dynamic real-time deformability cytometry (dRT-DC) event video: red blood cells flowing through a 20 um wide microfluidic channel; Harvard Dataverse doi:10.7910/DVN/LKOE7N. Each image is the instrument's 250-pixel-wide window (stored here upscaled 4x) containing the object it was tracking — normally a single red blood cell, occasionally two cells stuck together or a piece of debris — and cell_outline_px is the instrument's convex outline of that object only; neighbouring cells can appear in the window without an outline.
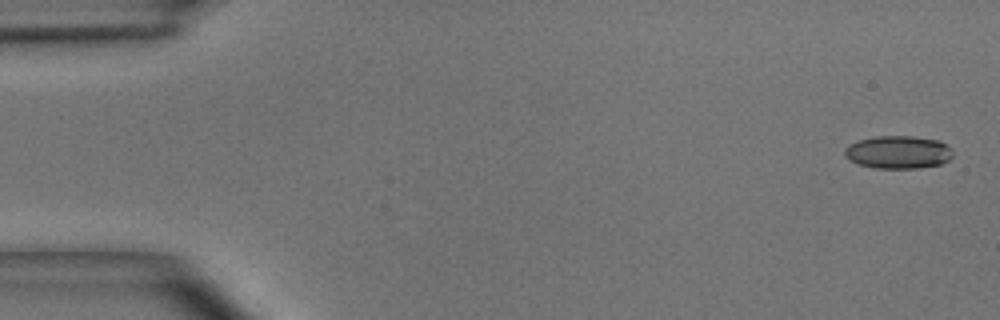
{"species": "common noctule bat (a hibernating species)", "species_latin": "Nyctalus noctula", "temperature_condition": "room temperature", "stored_images_in_passage": 7, "camera_frame_rate_fps": 3000, "um_per_image_px": 0.085, "animal": {"sex": "male", "body_mass_g": 15.6}, "frame": {"image": 1, "passage_image": 1, "time_ms": 0.0, "image_size_px": [1000, 320], "cell_outline_px": [[952, 156], [948, 160], [940, 164], [920, 168], [876, 168], [860, 164], [844, 156], [844, 148], [848, 144], [856, 140], [876, 136], [912, 136], [940, 140], [952, 148]], "centroid_in_image_um": [76.35, 12.92], "position_along_channel_um": 8.7, "area_um2": 20.87}}
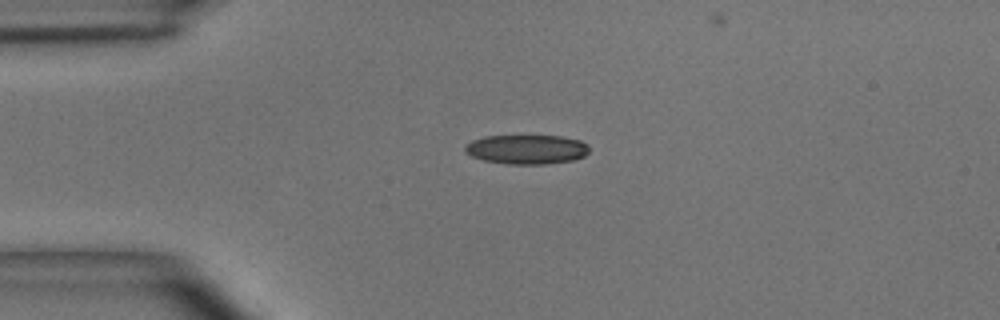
{"frame": {"image": 2, "passage_image": 4, "time_ms": 1.0, "image_size_px": [1000, 320], "cell_outline_px": [[588, 152], [584, 156], [576, 160], [544, 164], [508, 164], [484, 160], [472, 156], [464, 152], [464, 144], [472, 140], [484, 136], [560, 136], [580, 140], [588, 144]], "centroid_in_image_um": [44.76, 12.69], "position_along_channel_um": 40.2, "area_um2": 21.39}}
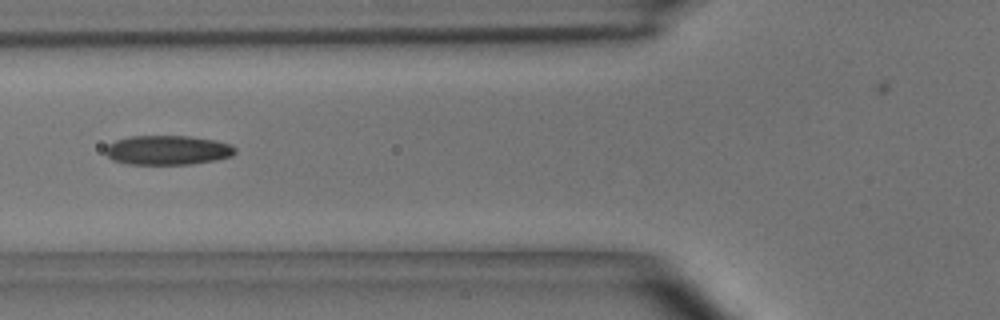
{"frame": {"image": 3, "passage_image": 6, "time_ms": 1.667, "image_size_px": [1000, 320], "cell_outline_px": [[236, 152], [232, 156], [216, 160], [192, 164], [128, 164], [112, 160], [104, 152], [104, 148], [108, 144], [116, 140], [132, 136], [188, 136], [216, 140], [228, 144], [236, 148]], "centroid_in_image_um": [14.23, 12.76], "position_along_channel_um": 111.6, "area_um2": 22.31}}